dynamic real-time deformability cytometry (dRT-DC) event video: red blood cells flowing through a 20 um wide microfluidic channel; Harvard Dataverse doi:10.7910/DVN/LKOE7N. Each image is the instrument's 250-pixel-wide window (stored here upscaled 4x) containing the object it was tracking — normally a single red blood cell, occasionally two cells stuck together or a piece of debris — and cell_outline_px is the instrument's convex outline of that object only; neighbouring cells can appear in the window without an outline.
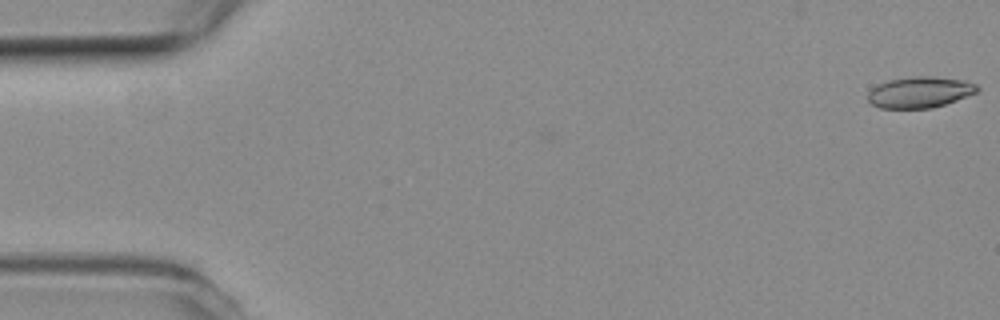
{"species": "common noctule bat (a hibernating species)", "species_latin": "Nyctalus noctula", "temperature_condition": "room temperature", "stored_images_in_passage": 10, "camera_frame_rate_fps": 3000, "um_per_image_px": 0.085, "animal": {"sex": "female", "body_mass_g": 19.3, "forearm_length_mm": 54.1}, "frame": {"image": 1, "passage_image": 1, "time_ms": 0.0, "image_size_px": [1000, 320], "cell_outline_px": [[980, 88], [976, 92], [956, 100], [932, 108], [880, 108], [872, 104], [868, 100], [868, 92], [876, 84], [888, 80], [912, 76], [932, 76], [964, 80], [976, 84]], "centroid_in_image_um": [78.16, 7.83], "position_along_channel_um": 6.8, "area_um2": 19.83}}